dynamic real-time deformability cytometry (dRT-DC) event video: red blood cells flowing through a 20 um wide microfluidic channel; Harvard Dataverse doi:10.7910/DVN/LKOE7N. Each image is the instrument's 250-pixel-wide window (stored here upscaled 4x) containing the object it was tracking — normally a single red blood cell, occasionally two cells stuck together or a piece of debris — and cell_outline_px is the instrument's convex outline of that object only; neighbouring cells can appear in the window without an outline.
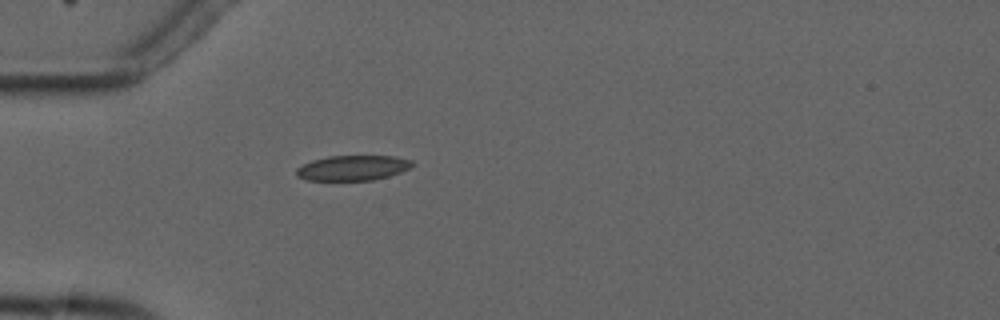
{"species": "common noctule bat (a hibernating species)", "species_latin": "Nyctalus noctula", "temperature_condition": "cold", "stored_images_in_passage": 3, "camera_frame_rate_fps": 3000, "um_per_image_px": 0.085, "animal": {"sex": "male", "forearm_length_mm": 52.5}, "frame": {"image": 1, "passage_image": 3, "time_ms": 3.333, "image_size_px": [1000, 320], "cell_outline_px": [[416, 164], [412, 168], [388, 176], [372, 180], [304, 180], [296, 176], [296, 168], [312, 160], [328, 156], [392, 156], [412, 160]], "centroid_in_image_um": [30.0, 14.27], "position_along_channel_um": 55.0, "area_um2": 17.05}}